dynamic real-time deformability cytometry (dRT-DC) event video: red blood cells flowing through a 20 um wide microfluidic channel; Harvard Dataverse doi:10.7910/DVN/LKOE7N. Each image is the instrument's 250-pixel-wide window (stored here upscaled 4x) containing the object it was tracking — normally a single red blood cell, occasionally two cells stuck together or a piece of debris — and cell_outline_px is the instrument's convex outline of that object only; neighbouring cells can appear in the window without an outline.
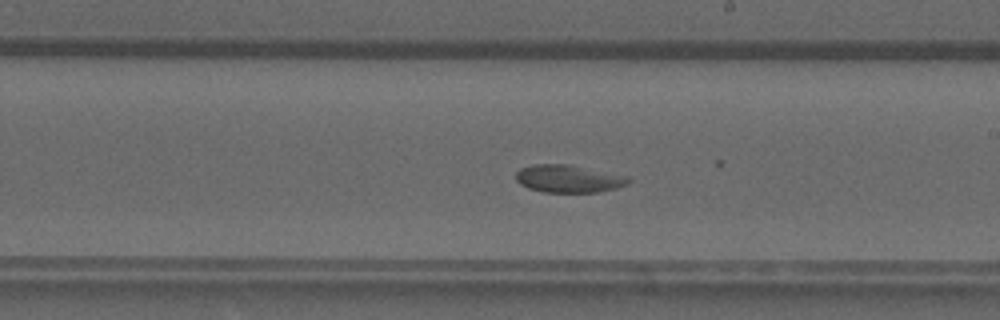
{"species": "common noctule bat (a hibernating species)", "species_latin": "Nyctalus noctula", "temperature_condition": "warm", "stored_images_in_passage": 43, "camera_frame_rate_fps": 3000, "um_per_image_px": 0.085, "animal": {"sex": "male", "forearm_length_mm": 52.5}, "frame": {"image": 1, "passage_image": 23, "time_ms": 7.333, "image_size_px": [1000, 320], "cell_outline_px": [[632, 180], [628, 184], [616, 188], [596, 192], [544, 192], [528, 188], [520, 184], [516, 180], [516, 172], [520, 168], [536, 164], [568, 164], [628, 176]], "centroid_in_image_um": [48.33, 15.19], "position_along_channel_um": 240.7, "area_um2": 18.09}}
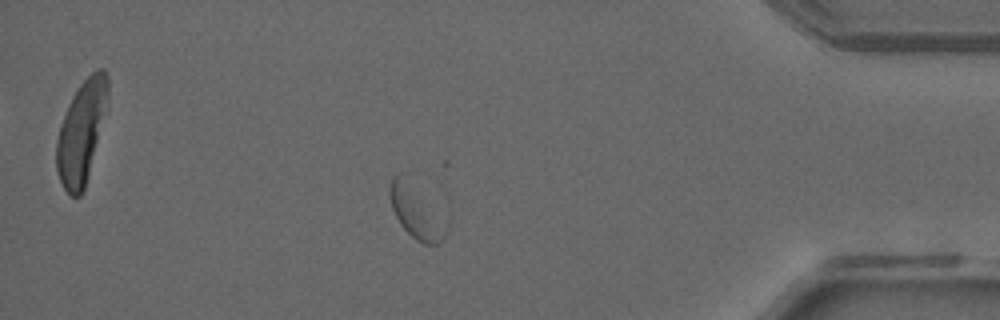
{"frame": {"image": 2, "passage_image": 37, "time_ms": 12.0, "image_size_px": [1000, 320], "cell_outline_px": [[448, 228], [444, 240], [440, 244], [424, 244], [416, 240], [400, 224], [392, 208], [388, 196], [388, 188], [392, 176], [400, 172], [404, 172], [448, 224]], "centroid_in_image_um": [35.34, 17.96], "position_along_channel_um": 399.9, "area_um2": 17.86}}